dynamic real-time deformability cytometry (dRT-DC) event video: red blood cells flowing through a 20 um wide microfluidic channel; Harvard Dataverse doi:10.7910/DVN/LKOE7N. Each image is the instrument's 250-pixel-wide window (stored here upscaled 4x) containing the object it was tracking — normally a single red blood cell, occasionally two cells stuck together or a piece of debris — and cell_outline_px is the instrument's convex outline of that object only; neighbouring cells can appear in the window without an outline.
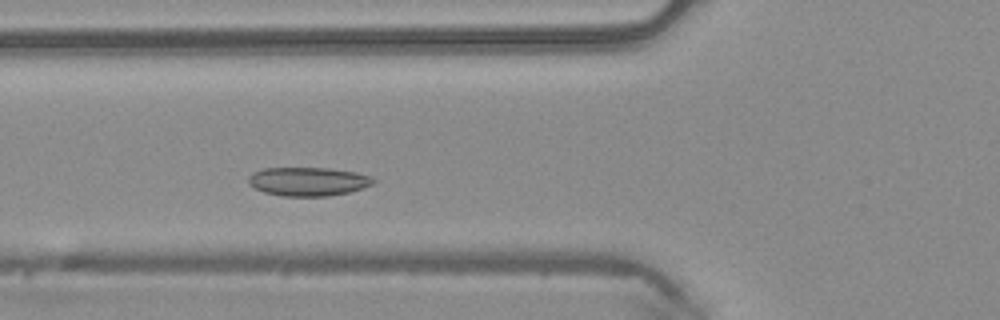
{"species": "common noctule bat (a hibernating species)", "species_latin": "Nyctalus noctula", "temperature_condition": "warm", "stored_images_in_passage": 36, "camera_frame_rate_fps": 3000, "um_per_image_px": 0.085, "animal": {"sex": "male", "body_mass_g": 20.4}, "frame": {"image": 1, "passage_image": 5, "time_ms": 1.333, "image_size_px": [1000, 320], "cell_outline_px": [[376, 180], [372, 184], [348, 192], [328, 196], [284, 196], [264, 192], [248, 184], [248, 176], [252, 172], [264, 168], [328, 168], [356, 172], [372, 176]], "centroid_in_image_um": [26.17, 15.42], "position_along_channel_um": 99.6, "area_um2": 20.87}}
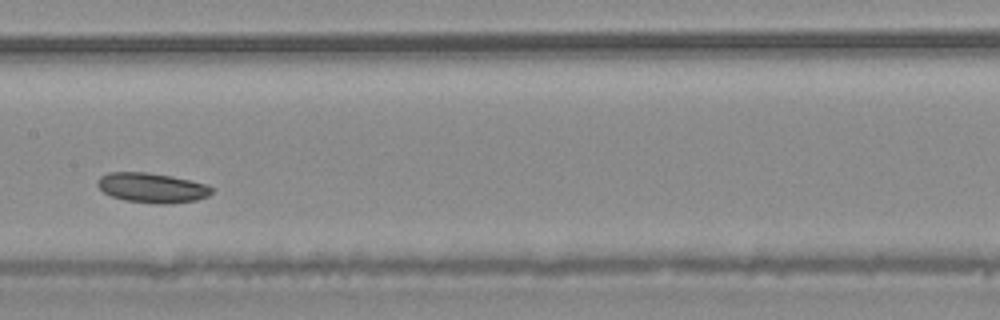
{"frame": {"image": 2, "passage_image": 12, "time_ms": 3.667, "image_size_px": [1000, 320], "cell_outline_px": [[212, 192], [208, 196], [196, 200], [168, 204], [156, 204], [124, 200], [112, 196], [104, 192], [96, 184], [96, 180], [100, 176], [108, 172], [148, 172], [172, 176], [192, 180], [208, 184], [212, 188]], "centroid_in_image_um": [12.92, 15.95], "position_along_channel_um": 194.5, "area_um2": 20.06}}
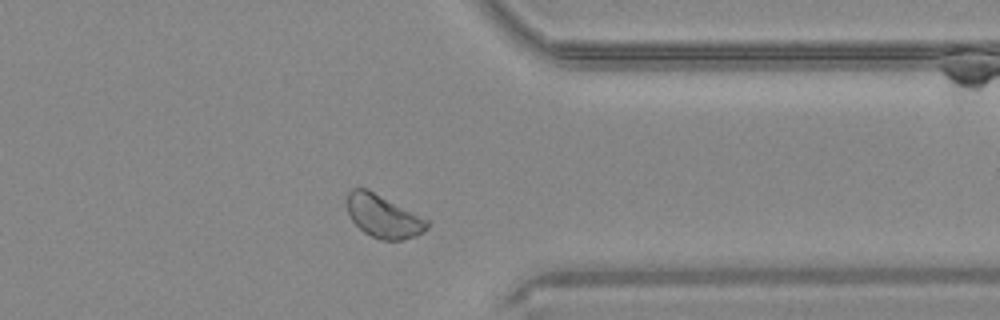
{"frame": {"image": 3, "passage_image": 26, "time_ms": 8.333, "image_size_px": [1000, 320], "cell_outline_px": [[428, 228], [424, 232], [416, 236], [400, 240], [380, 240], [364, 232], [352, 220], [348, 212], [344, 200], [344, 196], [352, 188], [368, 188], [428, 220]], "centroid_in_image_um": [32.53, 18.36], "position_along_channel_um": 378.9, "area_um2": 20.17}}